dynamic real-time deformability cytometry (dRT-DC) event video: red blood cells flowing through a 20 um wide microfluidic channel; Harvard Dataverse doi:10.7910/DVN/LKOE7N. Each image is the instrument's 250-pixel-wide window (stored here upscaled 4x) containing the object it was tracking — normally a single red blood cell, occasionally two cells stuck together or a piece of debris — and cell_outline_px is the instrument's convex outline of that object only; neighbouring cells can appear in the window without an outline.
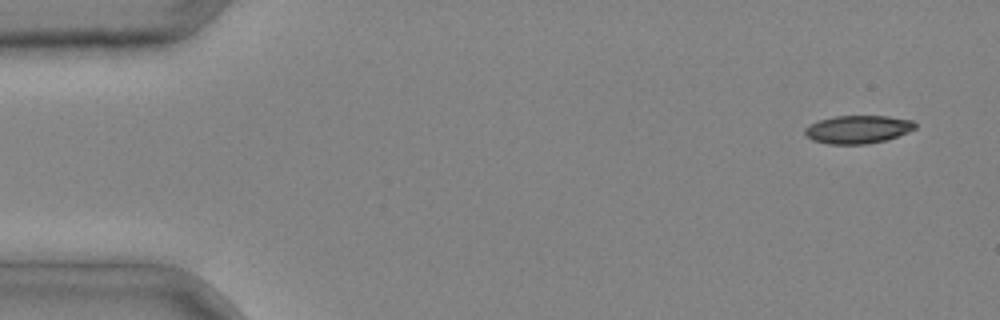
{"species": "common noctule bat (a hibernating species)", "species_latin": "Nyctalus noctula", "temperature_condition": "cold", "stored_images_in_passage": 4, "camera_frame_rate_fps": 3000, "um_per_image_px": 0.085, "animal": {"sex": "male", "body_mass_g": 20.4}, "frame": {"image": 1, "passage_image": 1, "time_ms": 0.0, "image_size_px": [1000, 320], "cell_outline_px": [[916, 128], [896, 136], [884, 140], [868, 144], [828, 144], [812, 140], [804, 132], [804, 128], [808, 124], [820, 120], [836, 116], [888, 116], [912, 120], [916, 124]], "centroid_in_image_um": [72.89, 10.99], "position_along_channel_um": 12.1, "area_um2": 17.92}}
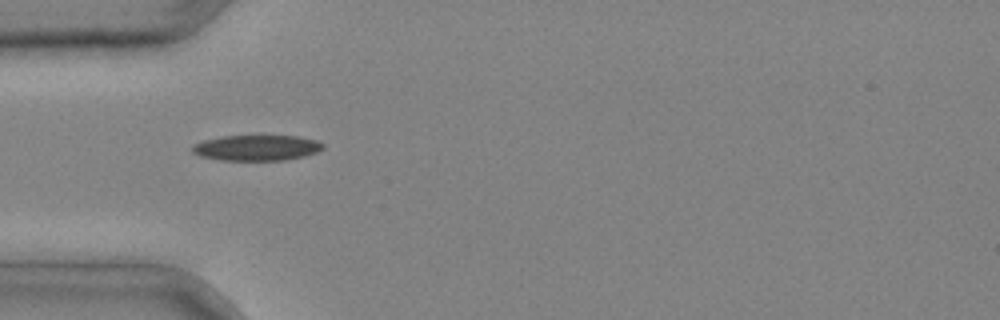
{"frame": {"image": 2, "passage_image": 4, "time_ms": 1.0, "image_size_px": [1000, 320], "cell_outline_px": [[324, 148], [316, 152], [304, 156], [284, 160], [220, 160], [200, 156], [192, 152], [192, 144], [204, 140], [224, 136], [296, 136], [316, 140], [324, 144]], "centroid_in_image_um": [21.8, 12.56], "position_along_channel_um": 63.2, "area_um2": 19.42}}